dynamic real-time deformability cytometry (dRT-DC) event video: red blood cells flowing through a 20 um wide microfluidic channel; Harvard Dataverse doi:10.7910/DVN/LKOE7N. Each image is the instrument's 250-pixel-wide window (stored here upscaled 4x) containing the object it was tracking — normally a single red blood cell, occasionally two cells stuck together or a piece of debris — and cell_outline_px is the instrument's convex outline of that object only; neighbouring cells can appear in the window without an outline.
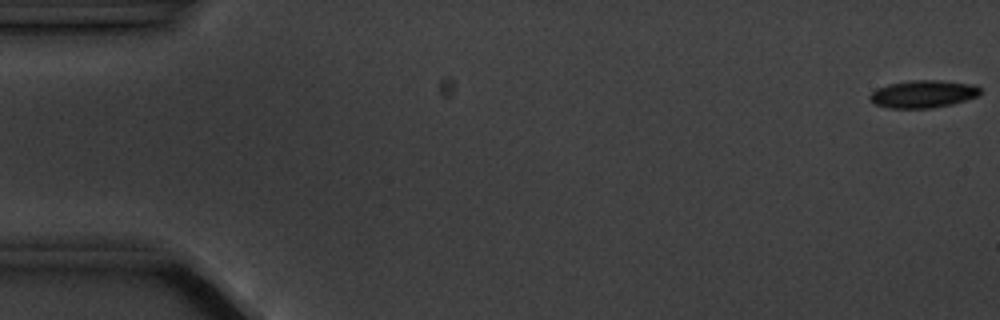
{"species": "common noctule bat (a hibernating species)", "species_latin": "Nyctalus noctula", "temperature_condition": "cold", "stored_images_in_passage": 11, "camera_frame_rate_fps": 3000, "um_per_image_px": 0.085, "animal": {"sex": "male", "body_mass_g": 20.1, "forearm_length_mm": 53.5}, "frame": {"image": 1, "passage_image": 1, "time_ms": 0.0, "image_size_px": [1000, 320], "cell_outline_px": [[980, 92], [976, 96], [952, 104], [932, 108], [888, 108], [872, 104], [868, 96], [876, 88], [888, 84], [912, 80], [940, 80], [972, 84], [980, 88]], "centroid_in_image_um": [78.4, 7.99], "position_along_channel_um": 6.6, "area_um2": 17.74}}